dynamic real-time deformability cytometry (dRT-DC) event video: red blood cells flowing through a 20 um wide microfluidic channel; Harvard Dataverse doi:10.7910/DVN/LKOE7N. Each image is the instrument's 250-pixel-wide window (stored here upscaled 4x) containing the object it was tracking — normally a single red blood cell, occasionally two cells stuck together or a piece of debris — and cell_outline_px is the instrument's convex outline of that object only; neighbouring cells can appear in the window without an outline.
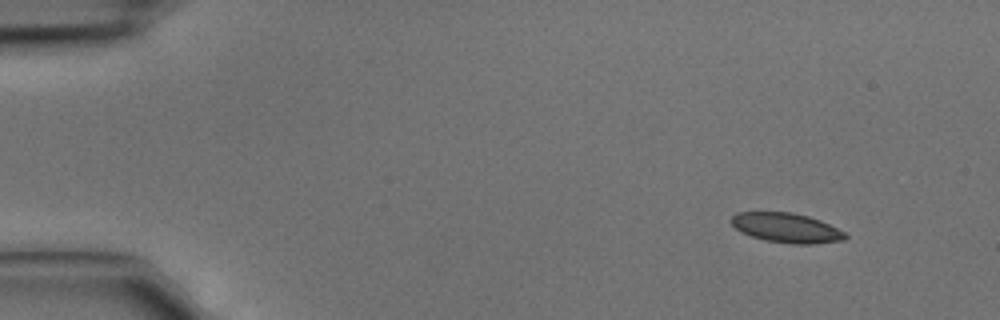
{"species": "common noctule bat (a hibernating species)", "species_latin": "Nyctalus noctula", "temperature_condition": "cold", "stored_images_in_passage": 3, "camera_frame_rate_fps": 3000, "um_per_image_px": 0.085, "animal": {"sex": "male", "body_mass_g": 15.6}, "frame": {"image": 1, "passage_image": 1, "time_ms": 0.0, "image_size_px": [1000, 320], "cell_outline_px": [[848, 236], [844, 240], [812, 244], [792, 244], [764, 240], [740, 232], [728, 220], [736, 212], [792, 212], [808, 216], [820, 220], [844, 232]], "centroid_in_image_um": [66.81, 19.36], "position_along_channel_um": 18.2, "area_um2": 19.71}}